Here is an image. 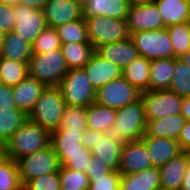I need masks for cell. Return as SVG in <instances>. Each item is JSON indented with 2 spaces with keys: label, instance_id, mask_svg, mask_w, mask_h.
<instances>
[{
  "label": "cell",
  "instance_id": "32",
  "mask_svg": "<svg viewBox=\"0 0 190 190\" xmlns=\"http://www.w3.org/2000/svg\"><path fill=\"white\" fill-rule=\"evenodd\" d=\"M61 44H90L85 18L76 19L56 28Z\"/></svg>",
  "mask_w": 190,
  "mask_h": 190
},
{
  "label": "cell",
  "instance_id": "33",
  "mask_svg": "<svg viewBox=\"0 0 190 190\" xmlns=\"http://www.w3.org/2000/svg\"><path fill=\"white\" fill-rule=\"evenodd\" d=\"M29 76L28 63L0 57V79L2 84L16 86Z\"/></svg>",
  "mask_w": 190,
  "mask_h": 190
},
{
  "label": "cell",
  "instance_id": "9",
  "mask_svg": "<svg viewBox=\"0 0 190 190\" xmlns=\"http://www.w3.org/2000/svg\"><path fill=\"white\" fill-rule=\"evenodd\" d=\"M17 164L22 186L33 178L57 172L60 166L51 145L43 150L19 158Z\"/></svg>",
  "mask_w": 190,
  "mask_h": 190
},
{
  "label": "cell",
  "instance_id": "6",
  "mask_svg": "<svg viewBox=\"0 0 190 190\" xmlns=\"http://www.w3.org/2000/svg\"><path fill=\"white\" fill-rule=\"evenodd\" d=\"M88 39L94 49L100 45L121 41L130 37L125 19L106 16L85 18Z\"/></svg>",
  "mask_w": 190,
  "mask_h": 190
},
{
  "label": "cell",
  "instance_id": "41",
  "mask_svg": "<svg viewBox=\"0 0 190 190\" xmlns=\"http://www.w3.org/2000/svg\"><path fill=\"white\" fill-rule=\"evenodd\" d=\"M60 177L57 172L29 180L23 190H60Z\"/></svg>",
  "mask_w": 190,
  "mask_h": 190
},
{
  "label": "cell",
  "instance_id": "1",
  "mask_svg": "<svg viewBox=\"0 0 190 190\" xmlns=\"http://www.w3.org/2000/svg\"><path fill=\"white\" fill-rule=\"evenodd\" d=\"M50 142L51 132L27 119L2 147L3 156L17 161L45 149Z\"/></svg>",
  "mask_w": 190,
  "mask_h": 190
},
{
  "label": "cell",
  "instance_id": "21",
  "mask_svg": "<svg viewBox=\"0 0 190 190\" xmlns=\"http://www.w3.org/2000/svg\"><path fill=\"white\" fill-rule=\"evenodd\" d=\"M45 88L43 83L27 76L22 82L12 87L17 108L28 115Z\"/></svg>",
  "mask_w": 190,
  "mask_h": 190
},
{
  "label": "cell",
  "instance_id": "14",
  "mask_svg": "<svg viewBox=\"0 0 190 190\" xmlns=\"http://www.w3.org/2000/svg\"><path fill=\"white\" fill-rule=\"evenodd\" d=\"M42 10L47 26L53 28L83 17L82 4L77 0H49Z\"/></svg>",
  "mask_w": 190,
  "mask_h": 190
},
{
  "label": "cell",
  "instance_id": "23",
  "mask_svg": "<svg viewBox=\"0 0 190 190\" xmlns=\"http://www.w3.org/2000/svg\"><path fill=\"white\" fill-rule=\"evenodd\" d=\"M159 9L165 27L190 21L189 0H152Z\"/></svg>",
  "mask_w": 190,
  "mask_h": 190
},
{
  "label": "cell",
  "instance_id": "35",
  "mask_svg": "<svg viewBox=\"0 0 190 190\" xmlns=\"http://www.w3.org/2000/svg\"><path fill=\"white\" fill-rule=\"evenodd\" d=\"M174 49V58L190 50V21L166 27Z\"/></svg>",
  "mask_w": 190,
  "mask_h": 190
},
{
  "label": "cell",
  "instance_id": "50",
  "mask_svg": "<svg viewBox=\"0 0 190 190\" xmlns=\"http://www.w3.org/2000/svg\"><path fill=\"white\" fill-rule=\"evenodd\" d=\"M181 115L190 121V97H184L182 100Z\"/></svg>",
  "mask_w": 190,
  "mask_h": 190
},
{
  "label": "cell",
  "instance_id": "22",
  "mask_svg": "<svg viewBox=\"0 0 190 190\" xmlns=\"http://www.w3.org/2000/svg\"><path fill=\"white\" fill-rule=\"evenodd\" d=\"M159 178L160 172L157 167L121 175L119 190H161Z\"/></svg>",
  "mask_w": 190,
  "mask_h": 190
},
{
  "label": "cell",
  "instance_id": "43",
  "mask_svg": "<svg viewBox=\"0 0 190 190\" xmlns=\"http://www.w3.org/2000/svg\"><path fill=\"white\" fill-rule=\"evenodd\" d=\"M13 12L14 6L0 2V30L5 34L14 30L15 20Z\"/></svg>",
  "mask_w": 190,
  "mask_h": 190
},
{
  "label": "cell",
  "instance_id": "39",
  "mask_svg": "<svg viewBox=\"0 0 190 190\" xmlns=\"http://www.w3.org/2000/svg\"><path fill=\"white\" fill-rule=\"evenodd\" d=\"M60 47L61 41L56 28L47 26L33 42L32 52L33 54H43L52 50H58Z\"/></svg>",
  "mask_w": 190,
  "mask_h": 190
},
{
  "label": "cell",
  "instance_id": "18",
  "mask_svg": "<svg viewBox=\"0 0 190 190\" xmlns=\"http://www.w3.org/2000/svg\"><path fill=\"white\" fill-rule=\"evenodd\" d=\"M124 141L112 133L98 131V141L91 150L92 155L101 158L112 171H118Z\"/></svg>",
  "mask_w": 190,
  "mask_h": 190
},
{
  "label": "cell",
  "instance_id": "53",
  "mask_svg": "<svg viewBox=\"0 0 190 190\" xmlns=\"http://www.w3.org/2000/svg\"><path fill=\"white\" fill-rule=\"evenodd\" d=\"M4 38H5V33H3L1 30H0V53L2 51V47H3V43H4Z\"/></svg>",
  "mask_w": 190,
  "mask_h": 190
},
{
  "label": "cell",
  "instance_id": "55",
  "mask_svg": "<svg viewBox=\"0 0 190 190\" xmlns=\"http://www.w3.org/2000/svg\"><path fill=\"white\" fill-rule=\"evenodd\" d=\"M3 155L2 146H0V157Z\"/></svg>",
  "mask_w": 190,
  "mask_h": 190
},
{
  "label": "cell",
  "instance_id": "2",
  "mask_svg": "<svg viewBox=\"0 0 190 190\" xmlns=\"http://www.w3.org/2000/svg\"><path fill=\"white\" fill-rule=\"evenodd\" d=\"M65 107L59 87H46L29 112L28 120L52 132L59 128Z\"/></svg>",
  "mask_w": 190,
  "mask_h": 190
},
{
  "label": "cell",
  "instance_id": "37",
  "mask_svg": "<svg viewBox=\"0 0 190 190\" xmlns=\"http://www.w3.org/2000/svg\"><path fill=\"white\" fill-rule=\"evenodd\" d=\"M60 190H88L89 177L87 173L74 171L62 165L59 166Z\"/></svg>",
  "mask_w": 190,
  "mask_h": 190
},
{
  "label": "cell",
  "instance_id": "11",
  "mask_svg": "<svg viewBox=\"0 0 190 190\" xmlns=\"http://www.w3.org/2000/svg\"><path fill=\"white\" fill-rule=\"evenodd\" d=\"M125 20L130 35L138 31L166 28L159 9L153 1L131 3Z\"/></svg>",
  "mask_w": 190,
  "mask_h": 190
},
{
  "label": "cell",
  "instance_id": "29",
  "mask_svg": "<svg viewBox=\"0 0 190 190\" xmlns=\"http://www.w3.org/2000/svg\"><path fill=\"white\" fill-rule=\"evenodd\" d=\"M151 61L139 56L122 69V77L140 92L149 90Z\"/></svg>",
  "mask_w": 190,
  "mask_h": 190
},
{
  "label": "cell",
  "instance_id": "15",
  "mask_svg": "<svg viewBox=\"0 0 190 190\" xmlns=\"http://www.w3.org/2000/svg\"><path fill=\"white\" fill-rule=\"evenodd\" d=\"M95 53L101 58L118 65L121 70L140 56L130 37L121 41L100 45L95 48Z\"/></svg>",
  "mask_w": 190,
  "mask_h": 190
},
{
  "label": "cell",
  "instance_id": "54",
  "mask_svg": "<svg viewBox=\"0 0 190 190\" xmlns=\"http://www.w3.org/2000/svg\"><path fill=\"white\" fill-rule=\"evenodd\" d=\"M143 1H152V0H130L131 3H134V2H143Z\"/></svg>",
  "mask_w": 190,
  "mask_h": 190
},
{
  "label": "cell",
  "instance_id": "56",
  "mask_svg": "<svg viewBox=\"0 0 190 190\" xmlns=\"http://www.w3.org/2000/svg\"><path fill=\"white\" fill-rule=\"evenodd\" d=\"M78 2H80L81 4H83L84 2H86L87 0H77Z\"/></svg>",
  "mask_w": 190,
  "mask_h": 190
},
{
  "label": "cell",
  "instance_id": "17",
  "mask_svg": "<svg viewBox=\"0 0 190 190\" xmlns=\"http://www.w3.org/2000/svg\"><path fill=\"white\" fill-rule=\"evenodd\" d=\"M141 140L145 143L152 167L159 168L182 152L175 139L143 136Z\"/></svg>",
  "mask_w": 190,
  "mask_h": 190
},
{
  "label": "cell",
  "instance_id": "52",
  "mask_svg": "<svg viewBox=\"0 0 190 190\" xmlns=\"http://www.w3.org/2000/svg\"><path fill=\"white\" fill-rule=\"evenodd\" d=\"M0 2L10 6H16L18 5L19 0H0Z\"/></svg>",
  "mask_w": 190,
  "mask_h": 190
},
{
  "label": "cell",
  "instance_id": "34",
  "mask_svg": "<svg viewBox=\"0 0 190 190\" xmlns=\"http://www.w3.org/2000/svg\"><path fill=\"white\" fill-rule=\"evenodd\" d=\"M0 190H23L17 161L0 157Z\"/></svg>",
  "mask_w": 190,
  "mask_h": 190
},
{
  "label": "cell",
  "instance_id": "44",
  "mask_svg": "<svg viewBox=\"0 0 190 190\" xmlns=\"http://www.w3.org/2000/svg\"><path fill=\"white\" fill-rule=\"evenodd\" d=\"M112 170L105 165L101 158L93 156L90 160V165L87 167L86 173L88 177H99L105 176L110 173Z\"/></svg>",
  "mask_w": 190,
  "mask_h": 190
},
{
  "label": "cell",
  "instance_id": "51",
  "mask_svg": "<svg viewBox=\"0 0 190 190\" xmlns=\"http://www.w3.org/2000/svg\"><path fill=\"white\" fill-rule=\"evenodd\" d=\"M179 59L190 67V50L179 57Z\"/></svg>",
  "mask_w": 190,
  "mask_h": 190
},
{
  "label": "cell",
  "instance_id": "7",
  "mask_svg": "<svg viewBox=\"0 0 190 190\" xmlns=\"http://www.w3.org/2000/svg\"><path fill=\"white\" fill-rule=\"evenodd\" d=\"M140 56L148 60L174 58V49L166 28L138 31L130 35Z\"/></svg>",
  "mask_w": 190,
  "mask_h": 190
},
{
  "label": "cell",
  "instance_id": "31",
  "mask_svg": "<svg viewBox=\"0 0 190 190\" xmlns=\"http://www.w3.org/2000/svg\"><path fill=\"white\" fill-rule=\"evenodd\" d=\"M69 69L83 68L95 52L91 44L66 43L60 47Z\"/></svg>",
  "mask_w": 190,
  "mask_h": 190
},
{
  "label": "cell",
  "instance_id": "38",
  "mask_svg": "<svg viewBox=\"0 0 190 190\" xmlns=\"http://www.w3.org/2000/svg\"><path fill=\"white\" fill-rule=\"evenodd\" d=\"M86 112V107L66 105L59 128H69V130H86Z\"/></svg>",
  "mask_w": 190,
  "mask_h": 190
},
{
  "label": "cell",
  "instance_id": "40",
  "mask_svg": "<svg viewBox=\"0 0 190 190\" xmlns=\"http://www.w3.org/2000/svg\"><path fill=\"white\" fill-rule=\"evenodd\" d=\"M59 164L74 171L86 173L87 167L93 155L90 150L83 146V152H75L73 154H56Z\"/></svg>",
  "mask_w": 190,
  "mask_h": 190
},
{
  "label": "cell",
  "instance_id": "20",
  "mask_svg": "<svg viewBox=\"0 0 190 190\" xmlns=\"http://www.w3.org/2000/svg\"><path fill=\"white\" fill-rule=\"evenodd\" d=\"M130 0H87L82 4L83 18L106 16L126 19Z\"/></svg>",
  "mask_w": 190,
  "mask_h": 190
},
{
  "label": "cell",
  "instance_id": "47",
  "mask_svg": "<svg viewBox=\"0 0 190 190\" xmlns=\"http://www.w3.org/2000/svg\"><path fill=\"white\" fill-rule=\"evenodd\" d=\"M98 141V131L92 129L84 130L81 136L82 145L85 146L88 150H92Z\"/></svg>",
  "mask_w": 190,
  "mask_h": 190
},
{
  "label": "cell",
  "instance_id": "30",
  "mask_svg": "<svg viewBox=\"0 0 190 190\" xmlns=\"http://www.w3.org/2000/svg\"><path fill=\"white\" fill-rule=\"evenodd\" d=\"M27 119L28 115L21 109H0V145L2 147Z\"/></svg>",
  "mask_w": 190,
  "mask_h": 190
},
{
  "label": "cell",
  "instance_id": "4",
  "mask_svg": "<svg viewBox=\"0 0 190 190\" xmlns=\"http://www.w3.org/2000/svg\"><path fill=\"white\" fill-rule=\"evenodd\" d=\"M146 127L144 104L140 98L117 110L111 133L124 142L135 141L143 137Z\"/></svg>",
  "mask_w": 190,
  "mask_h": 190
},
{
  "label": "cell",
  "instance_id": "19",
  "mask_svg": "<svg viewBox=\"0 0 190 190\" xmlns=\"http://www.w3.org/2000/svg\"><path fill=\"white\" fill-rule=\"evenodd\" d=\"M187 162L188 152L182 151L158 168L161 190H181Z\"/></svg>",
  "mask_w": 190,
  "mask_h": 190
},
{
  "label": "cell",
  "instance_id": "13",
  "mask_svg": "<svg viewBox=\"0 0 190 190\" xmlns=\"http://www.w3.org/2000/svg\"><path fill=\"white\" fill-rule=\"evenodd\" d=\"M152 168L145 143L139 139L124 142L118 171L121 175L138 173Z\"/></svg>",
  "mask_w": 190,
  "mask_h": 190
},
{
  "label": "cell",
  "instance_id": "45",
  "mask_svg": "<svg viewBox=\"0 0 190 190\" xmlns=\"http://www.w3.org/2000/svg\"><path fill=\"white\" fill-rule=\"evenodd\" d=\"M12 86L0 84V109H16Z\"/></svg>",
  "mask_w": 190,
  "mask_h": 190
},
{
  "label": "cell",
  "instance_id": "46",
  "mask_svg": "<svg viewBox=\"0 0 190 190\" xmlns=\"http://www.w3.org/2000/svg\"><path fill=\"white\" fill-rule=\"evenodd\" d=\"M180 149L185 152H190V121L186 120L184 127L178 137Z\"/></svg>",
  "mask_w": 190,
  "mask_h": 190
},
{
  "label": "cell",
  "instance_id": "12",
  "mask_svg": "<svg viewBox=\"0 0 190 190\" xmlns=\"http://www.w3.org/2000/svg\"><path fill=\"white\" fill-rule=\"evenodd\" d=\"M13 16L15 20L13 31L30 44H33L36 38L47 27L42 9L16 5L14 6Z\"/></svg>",
  "mask_w": 190,
  "mask_h": 190
},
{
  "label": "cell",
  "instance_id": "27",
  "mask_svg": "<svg viewBox=\"0 0 190 190\" xmlns=\"http://www.w3.org/2000/svg\"><path fill=\"white\" fill-rule=\"evenodd\" d=\"M116 113V109L105 107L94 102L87 107V129H92L104 133H111L116 119Z\"/></svg>",
  "mask_w": 190,
  "mask_h": 190
},
{
  "label": "cell",
  "instance_id": "24",
  "mask_svg": "<svg viewBox=\"0 0 190 190\" xmlns=\"http://www.w3.org/2000/svg\"><path fill=\"white\" fill-rule=\"evenodd\" d=\"M186 119L181 115H172L147 122L146 133L143 136L165 137L178 140Z\"/></svg>",
  "mask_w": 190,
  "mask_h": 190
},
{
  "label": "cell",
  "instance_id": "48",
  "mask_svg": "<svg viewBox=\"0 0 190 190\" xmlns=\"http://www.w3.org/2000/svg\"><path fill=\"white\" fill-rule=\"evenodd\" d=\"M49 0H19L18 5L30 6L35 9H43Z\"/></svg>",
  "mask_w": 190,
  "mask_h": 190
},
{
  "label": "cell",
  "instance_id": "26",
  "mask_svg": "<svg viewBox=\"0 0 190 190\" xmlns=\"http://www.w3.org/2000/svg\"><path fill=\"white\" fill-rule=\"evenodd\" d=\"M174 66L175 58L151 60L149 90H169Z\"/></svg>",
  "mask_w": 190,
  "mask_h": 190
},
{
  "label": "cell",
  "instance_id": "5",
  "mask_svg": "<svg viewBox=\"0 0 190 190\" xmlns=\"http://www.w3.org/2000/svg\"><path fill=\"white\" fill-rule=\"evenodd\" d=\"M66 105L88 107L95 102L96 90L83 68L69 69L58 85Z\"/></svg>",
  "mask_w": 190,
  "mask_h": 190
},
{
  "label": "cell",
  "instance_id": "36",
  "mask_svg": "<svg viewBox=\"0 0 190 190\" xmlns=\"http://www.w3.org/2000/svg\"><path fill=\"white\" fill-rule=\"evenodd\" d=\"M173 74L169 91L183 98L190 97V67L179 58H175Z\"/></svg>",
  "mask_w": 190,
  "mask_h": 190
},
{
  "label": "cell",
  "instance_id": "25",
  "mask_svg": "<svg viewBox=\"0 0 190 190\" xmlns=\"http://www.w3.org/2000/svg\"><path fill=\"white\" fill-rule=\"evenodd\" d=\"M84 130H69V128H58L51 132V142L56 154H73L83 152L81 136Z\"/></svg>",
  "mask_w": 190,
  "mask_h": 190
},
{
  "label": "cell",
  "instance_id": "28",
  "mask_svg": "<svg viewBox=\"0 0 190 190\" xmlns=\"http://www.w3.org/2000/svg\"><path fill=\"white\" fill-rule=\"evenodd\" d=\"M32 55V44L25 41L14 31L5 34L2 51L0 53L1 58L29 63V59Z\"/></svg>",
  "mask_w": 190,
  "mask_h": 190
},
{
  "label": "cell",
  "instance_id": "8",
  "mask_svg": "<svg viewBox=\"0 0 190 190\" xmlns=\"http://www.w3.org/2000/svg\"><path fill=\"white\" fill-rule=\"evenodd\" d=\"M140 98L144 104L147 122L181 114L183 97L169 90L143 91Z\"/></svg>",
  "mask_w": 190,
  "mask_h": 190
},
{
  "label": "cell",
  "instance_id": "10",
  "mask_svg": "<svg viewBox=\"0 0 190 190\" xmlns=\"http://www.w3.org/2000/svg\"><path fill=\"white\" fill-rule=\"evenodd\" d=\"M141 92L122 76L96 90L95 102L112 109H121L140 99Z\"/></svg>",
  "mask_w": 190,
  "mask_h": 190
},
{
  "label": "cell",
  "instance_id": "3",
  "mask_svg": "<svg viewBox=\"0 0 190 190\" xmlns=\"http://www.w3.org/2000/svg\"><path fill=\"white\" fill-rule=\"evenodd\" d=\"M29 76L46 87L58 86L69 70L61 49L33 54L28 63Z\"/></svg>",
  "mask_w": 190,
  "mask_h": 190
},
{
  "label": "cell",
  "instance_id": "16",
  "mask_svg": "<svg viewBox=\"0 0 190 190\" xmlns=\"http://www.w3.org/2000/svg\"><path fill=\"white\" fill-rule=\"evenodd\" d=\"M83 69L95 90L122 76V70L118 65L101 58L95 52Z\"/></svg>",
  "mask_w": 190,
  "mask_h": 190
},
{
  "label": "cell",
  "instance_id": "49",
  "mask_svg": "<svg viewBox=\"0 0 190 190\" xmlns=\"http://www.w3.org/2000/svg\"><path fill=\"white\" fill-rule=\"evenodd\" d=\"M181 190H190V152H188L187 168L183 177Z\"/></svg>",
  "mask_w": 190,
  "mask_h": 190
},
{
  "label": "cell",
  "instance_id": "42",
  "mask_svg": "<svg viewBox=\"0 0 190 190\" xmlns=\"http://www.w3.org/2000/svg\"><path fill=\"white\" fill-rule=\"evenodd\" d=\"M120 179L119 171H111L105 176L89 177L88 190H119Z\"/></svg>",
  "mask_w": 190,
  "mask_h": 190
}]
</instances>
